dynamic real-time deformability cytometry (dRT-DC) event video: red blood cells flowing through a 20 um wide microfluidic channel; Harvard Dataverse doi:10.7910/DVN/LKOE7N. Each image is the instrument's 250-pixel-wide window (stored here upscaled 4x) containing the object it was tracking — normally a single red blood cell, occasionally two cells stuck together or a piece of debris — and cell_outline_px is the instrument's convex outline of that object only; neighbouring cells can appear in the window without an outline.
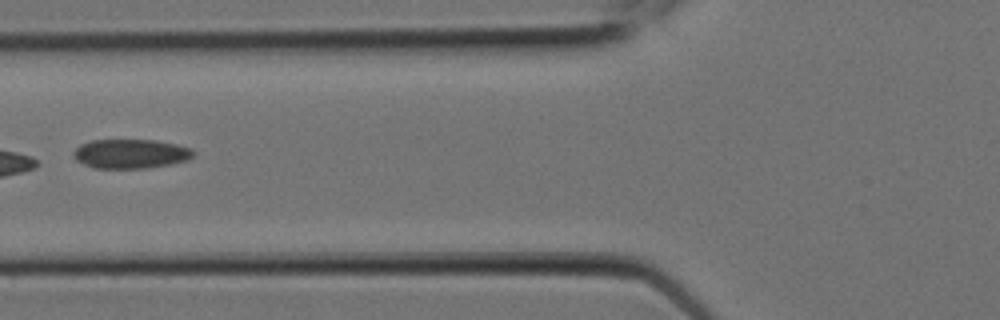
{"species": "Egyptian fruit bat (a non-hibernating species)", "species_latin": "Rousettus aegyptiacus", "temperature_condition": "room temperature", "stored_images_in_passage": 14, "camera_frame_rate_fps": 3000, "um_per_image_px": 0.085, "animal": {"sex": "female"}, "frame": {"image": 1, "passage_image": 3, "time_ms": 0.667, "image_size_px": [1000, 320], "cell_outline_px": [[196, 156], [188, 160], [148, 168], [92, 168], [76, 160], [72, 156], [72, 152], [80, 144], [92, 140], [156, 140], [176, 144], [192, 148], [196, 152]], "centroid_in_image_um": [11.12, 13.07], "position_along_channel_um": 114.7, "area_um2": 20.69}}